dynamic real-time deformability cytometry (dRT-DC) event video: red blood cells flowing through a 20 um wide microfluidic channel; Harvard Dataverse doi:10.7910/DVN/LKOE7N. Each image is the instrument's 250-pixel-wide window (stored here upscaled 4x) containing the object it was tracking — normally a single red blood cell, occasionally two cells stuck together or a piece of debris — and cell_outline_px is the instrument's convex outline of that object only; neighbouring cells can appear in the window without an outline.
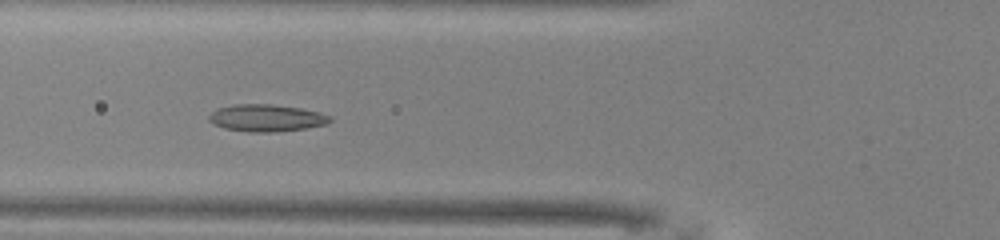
{"species": "common noctule bat (a hibernating species)", "species_latin": "Nyctalus noctula", "temperature_condition": "warm", "stored_images_in_passage": 46, "segment_of_instrument_passage": [1, 2], "camera_frame_rate_fps": 3000, "um_per_image_px": 0.085, "animal": {"sex": "male", "body_mass_g": 13.0, "forearm_length_mm": 53.1}, "frame": {"image": 1, "passage_image": 13, "time_ms": 4.0, "image_size_px": [1000, 240], "cell_outline_px": [[332, 120], [328, 124], [304, 128], [272, 132], [248, 132], [224, 128], [208, 120], [208, 116], [216, 108], [236, 104], [272, 104], [300, 108], [320, 112], [332, 116]], "centroid_in_image_um": [22.66, 10.02], "position_along_channel_um": 103.1, "area_um2": 19.13}}
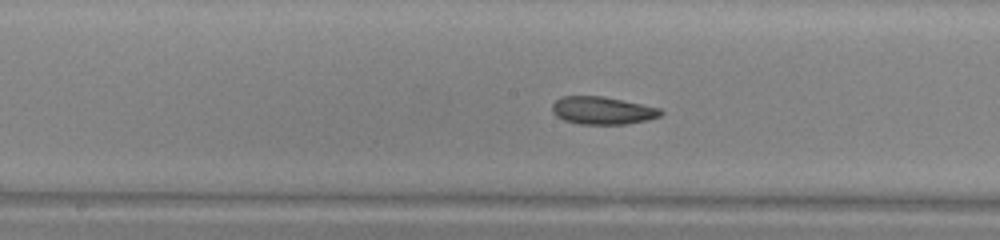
{"frame": {"image": 2, "passage_image": 20, "time_ms": 6.333, "image_size_px": [1000, 240], "cell_outline_px": [[664, 112], [660, 116], [648, 120], [624, 124], [580, 124], [564, 120], [556, 116], [552, 112], [552, 104], [560, 96], [604, 96], [660, 108]], "centroid_in_image_um": [51.2, 9.39], "position_along_channel_um": 197.0, "area_um2": 17.57}}
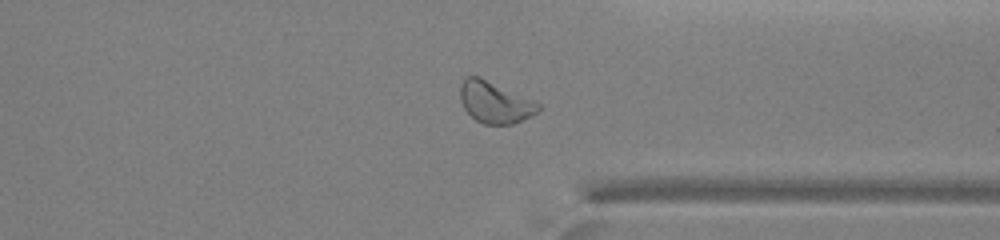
{"frame": {"image": 3, "passage_image": 33, "time_ms": 10.667, "image_size_px": [1000, 240], "cell_outline_px": [[540, 112], [532, 116], [512, 124], [484, 124], [476, 120], [464, 108], [460, 100], [460, 84], [464, 76], [480, 76], [532, 100], [540, 104]], "centroid_in_image_um": [42.05, 8.69], "position_along_channel_um": 369.3, "area_um2": 18.9}}